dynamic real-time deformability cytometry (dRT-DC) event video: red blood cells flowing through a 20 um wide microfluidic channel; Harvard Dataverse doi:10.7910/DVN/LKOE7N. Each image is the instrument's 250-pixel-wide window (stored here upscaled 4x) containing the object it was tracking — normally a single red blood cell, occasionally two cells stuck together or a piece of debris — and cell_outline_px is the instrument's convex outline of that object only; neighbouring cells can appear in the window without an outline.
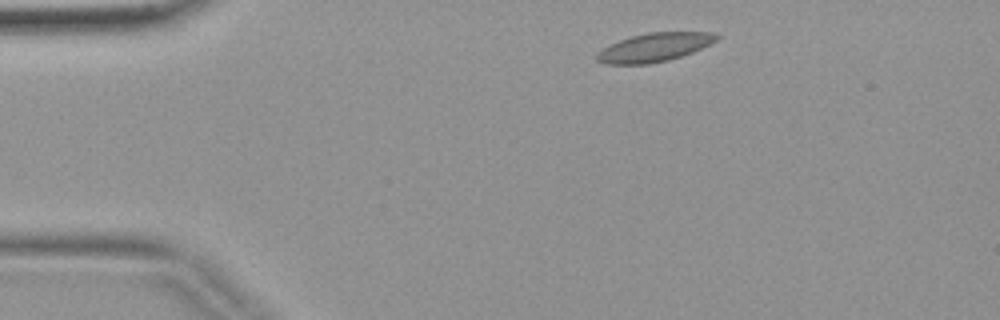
{"species": "common noctule bat (a hibernating species)", "species_latin": "Nyctalus noctula", "temperature_condition": "warm", "stored_images_in_passage": 2, "camera_frame_rate_fps": 3000, "um_per_image_px": 0.085, "animal": {"sex": "female", "body_mass_g": 19.9}, "frame": {"image": 1, "passage_image": 1, "time_ms": 0.0, "image_size_px": [1000, 320], "cell_outline_px": [[720, 36], [716, 40], [692, 52], [668, 60], [648, 64], [608, 64], [596, 60], [596, 56], [604, 48], [620, 40], [632, 36], [648, 32], [712, 32]], "centroid_in_image_um": [55.63, 4.02], "position_along_channel_um": 29.4, "area_um2": 19.54}}